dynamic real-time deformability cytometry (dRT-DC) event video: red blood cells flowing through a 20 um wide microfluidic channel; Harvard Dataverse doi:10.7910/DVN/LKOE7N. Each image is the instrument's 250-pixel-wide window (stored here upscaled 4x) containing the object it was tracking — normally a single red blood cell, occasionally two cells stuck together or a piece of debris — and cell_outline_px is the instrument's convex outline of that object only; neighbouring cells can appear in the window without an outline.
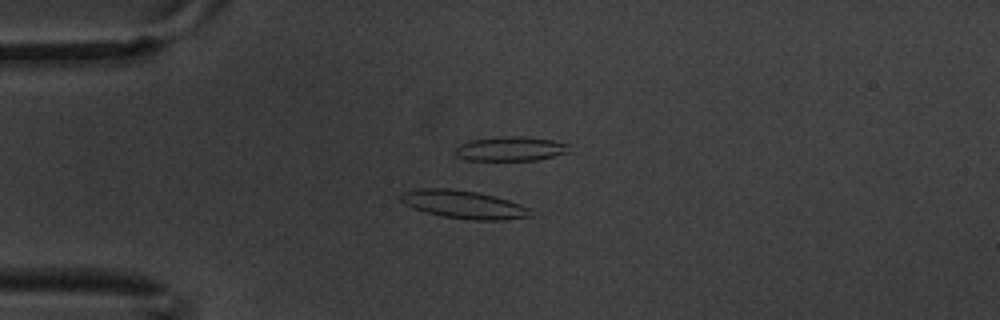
{"species": "common noctule bat (a hibernating species)", "species_latin": "Nyctalus noctula", "temperature_condition": "warm", "stored_images_in_passage": 4, "camera_frame_rate_fps": 3000, "um_per_image_px": 0.085, "animal": {"sex": "male", "body_mass_g": 20.1, "forearm_length_mm": 53.5}, "frame": {"image": 1, "passage_image": 3, "time_ms": 0.667, "image_size_px": [1000, 320], "cell_outline_px": [[536, 216], [500, 220], [472, 220], [444, 216], [412, 208], [404, 204], [400, 200], [400, 196], [404, 192], [420, 188], [448, 188], [476, 192], [508, 200], [520, 204], [528, 208]], "centroid_in_image_um": [39.42, 17.38], "position_along_channel_um": 45.6, "area_um2": 21.04}}